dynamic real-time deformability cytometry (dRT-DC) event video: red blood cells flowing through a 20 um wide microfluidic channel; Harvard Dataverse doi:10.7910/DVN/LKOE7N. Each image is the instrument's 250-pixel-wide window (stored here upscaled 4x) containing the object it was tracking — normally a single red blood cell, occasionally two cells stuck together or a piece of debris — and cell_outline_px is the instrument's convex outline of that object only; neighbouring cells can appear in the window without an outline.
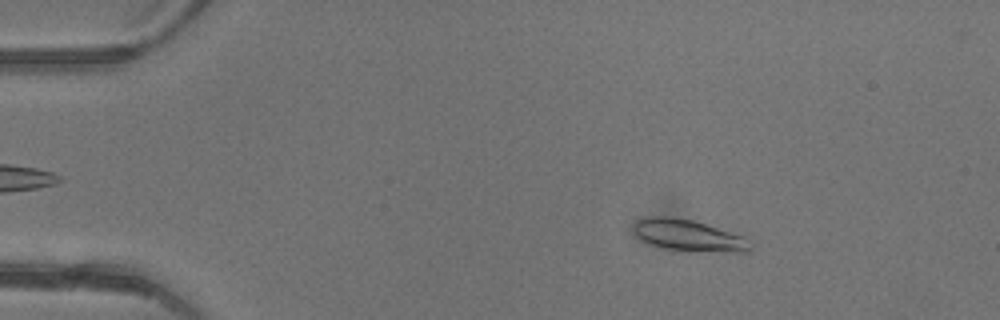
{"species": "common noctule bat (a hibernating species)", "species_latin": "Nyctalus noctula", "temperature_condition": "warm", "stored_images_in_passage": 46, "camera_frame_rate_fps": 3000, "um_per_image_px": 0.085, "animal": {"sex": "female"}, "frame": {"image": 1, "passage_image": 7, "time_ms": 2.0, "image_size_px": [1000, 320], "cell_outline_px": [[752, 248], [748, 252], [732, 252], [664, 248], [652, 244], [644, 240], [636, 232], [636, 220], [644, 216], [668, 216], [692, 220], [744, 236], [752, 240]], "centroid_in_image_um": [58.61, 19.99], "position_along_channel_um": 26.4, "area_um2": 20.87}}
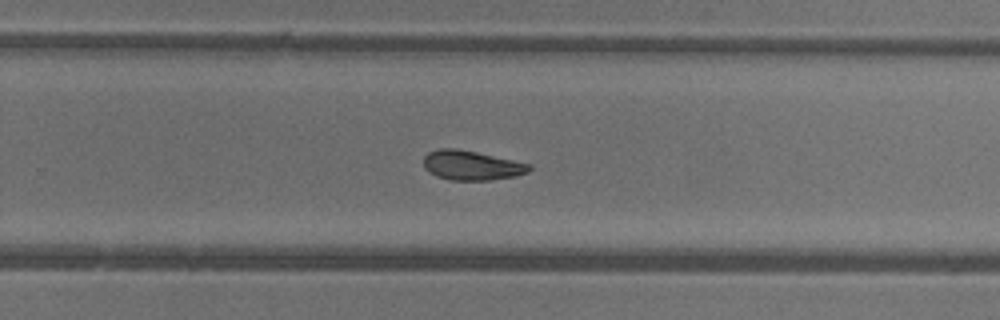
{"frame": {"image": 2, "passage_image": 30, "time_ms": 9.667, "image_size_px": [1000, 320], "cell_outline_px": [[532, 168], [528, 172], [516, 176], [488, 180], [452, 180], [436, 176], [428, 172], [424, 168], [424, 156], [428, 152], [440, 148], [456, 148], [476, 152], [532, 164]], "centroid_in_image_um": [40.08, 14.05], "position_along_channel_um": 289.7, "area_um2": 18.21}}
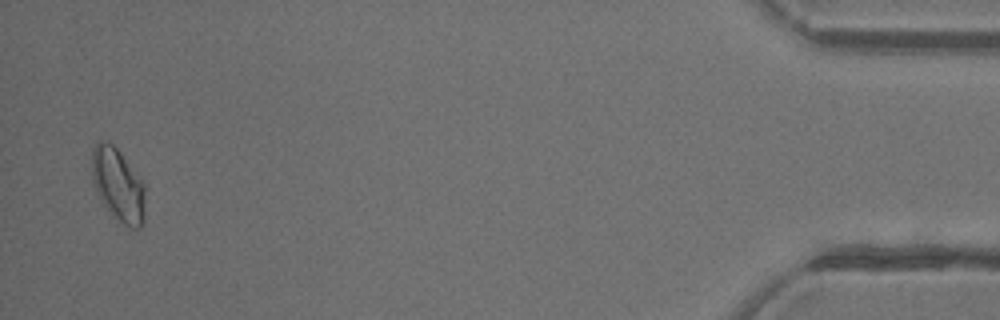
{"frame": {"image": 3, "passage_image": 45, "time_ms": 14.667, "image_size_px": [1000, 320], "cell_outline_px": [[144, 220], [140, 228], [128, 228], [112, 216], [100, 200], [92, 180], [92, 148], [96, 140], [100, 140], [112, 144], [120, 152], [144, 184]], "centroid_in_image_um": [10.01, 15.73], "position_along_channel_um": 425.2, "area_um2": 22.72}, "authors_computed_cell_mechanics": {"area_um2": 19.5942, "velocity_mm_per_s": 4.4345, "shape_relaxation_time_tau1_ms": null, "shape_relaxation_time_tau2_ms": 3.6071, "deformation_change_tau1": null, "deformation_change_tau2": 0.0903}}